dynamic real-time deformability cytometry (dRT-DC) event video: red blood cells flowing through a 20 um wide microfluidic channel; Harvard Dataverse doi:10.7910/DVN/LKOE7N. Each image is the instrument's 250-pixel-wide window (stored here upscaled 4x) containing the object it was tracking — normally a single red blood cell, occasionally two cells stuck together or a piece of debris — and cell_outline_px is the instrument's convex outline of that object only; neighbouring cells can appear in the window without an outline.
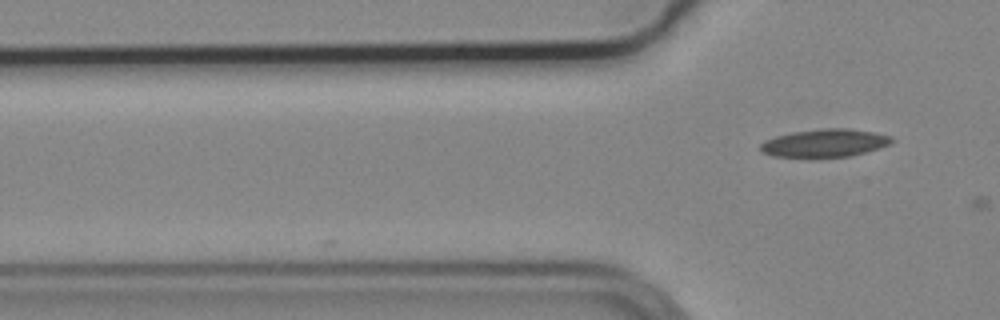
{"species": "common noctule bat (a hibernating species)", "species_latin": "Nyctalus noctula", "temperature_condition": "cold", "stored_images_in_passage": 4, "camera_frame_rate_fps": 3000, "um_per_image_px": 0.085, "animal": {"sex": "male", "body_mass_g": 19.2, "forearm_length_mm": 51.8}, "frame": {"image": 1, "passage_image": 4, "time_ms": 1.0, "image_size_px": [1000, 320], "cell_outline_px": [[896, 140], [880, 148], [848, 156], [772, 156], [760, 152], [760, 144], [764, 140], [776, 136], [792, 132], [824, 128], [848, 128], [876, 132], [892, 136]], "centroid_in_image_um": [70.12, 12.13], "position_along_channel_um": 55.7, "area_um2": 21.21}}